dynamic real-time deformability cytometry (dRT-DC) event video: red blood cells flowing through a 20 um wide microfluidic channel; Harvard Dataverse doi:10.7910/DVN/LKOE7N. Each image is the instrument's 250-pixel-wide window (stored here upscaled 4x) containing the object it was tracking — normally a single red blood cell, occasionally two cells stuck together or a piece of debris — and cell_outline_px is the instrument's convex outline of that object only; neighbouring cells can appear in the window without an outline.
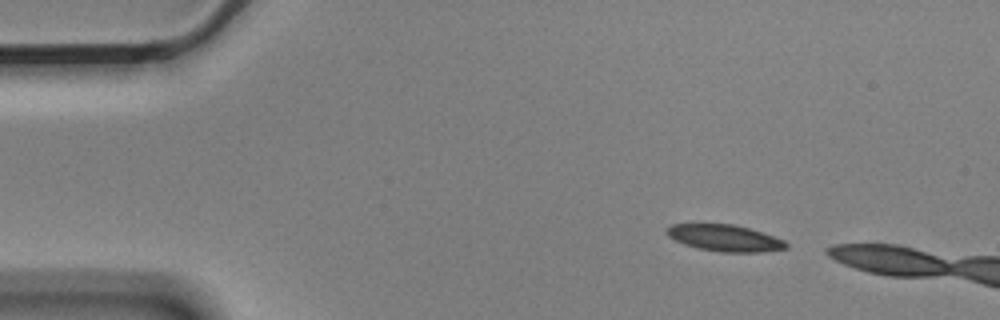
{"species": "Egyptian fruit bat (a non-hibernating species)", "species_latin": "Rousettus aegyptiacus", "temperature_condition": "cold", "stored_images_in_passage": 2, "camera_frame_rate_fps": 3000, "um_per_image_px": 0.085, "animal": {"sex": "male"}, "frame": {"image": 1, "passage_image": 1, "time_ms": 0.0, "image_size_px": [1000, 320], "cell_outline_px": [[788, 248], [764, 252], [720, 252], [700, 248], [684, 244], [668, 236], [664, 232], [672, 224], [732, 224], [748, 228], [784, 240], [788, 244]], "centroid_in_image_um": [61.61, 20.23], "position_along_channel_um": 23.4, "area_um2": 18.26}}